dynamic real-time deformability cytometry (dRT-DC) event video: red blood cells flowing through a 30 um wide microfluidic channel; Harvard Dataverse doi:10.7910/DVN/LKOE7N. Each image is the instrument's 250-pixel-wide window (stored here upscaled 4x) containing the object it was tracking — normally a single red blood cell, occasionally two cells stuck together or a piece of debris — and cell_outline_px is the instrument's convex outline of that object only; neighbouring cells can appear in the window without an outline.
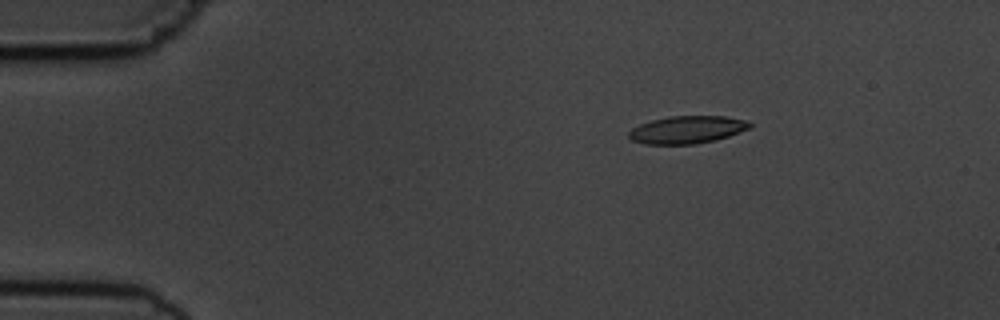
{"species": "common noctule bat (a hibernating species)", "species_latin": "Nyctalus noctula", "temperature_condition": "cold", "stored_images_in_passage": 4, "camera_frame_rate_fps": 3000, "um_per_image_px": 0.085, "animal": {"sex": "male", "body_mass_g": 19.5, "forearm_length_mm": 54.6}, "frame": {"image": 1, "passage_image": 2, "time_ms": 2.0, "image_size_px": [1000, 320], "cell_outline_px": [[752, 124], [748, 128], [728, 136], [716, 140], [696, 144], [644, 144], [632, 140], [628, 136], [628, 132], [632, 128], [640, 124], [652, 120], [668, 116], [724, 116], [748, 120]], "centroid_in_image_um": [58.39, 11.02], "position_along_channel_um": 26.6, "area_um2": 19.42}}